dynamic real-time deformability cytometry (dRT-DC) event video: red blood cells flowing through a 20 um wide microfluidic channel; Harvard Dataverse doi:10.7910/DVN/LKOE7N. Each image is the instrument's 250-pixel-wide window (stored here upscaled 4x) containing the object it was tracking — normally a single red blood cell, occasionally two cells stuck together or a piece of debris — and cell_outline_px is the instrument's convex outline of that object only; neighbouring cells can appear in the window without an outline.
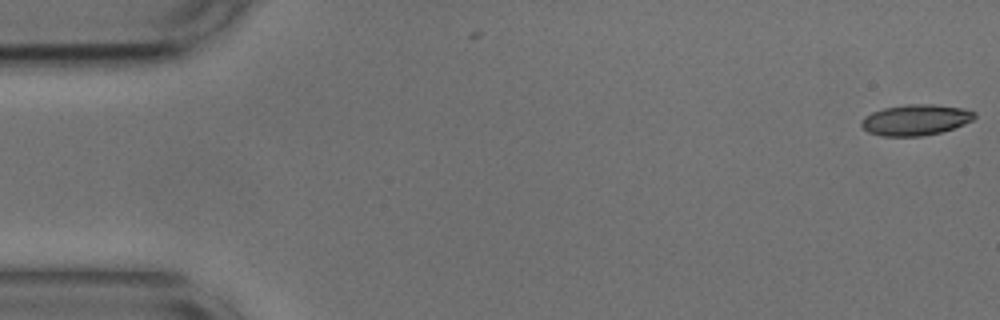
{"species": "common noctule bat (a hibernating species)", "species_latin": "Nyctalus noctula", "temperature_condition": "cold", "stored_images_in_passage": 54, "camera_frame_rate_fps": 3000, "um_per_image_px": 0.085, "animal": {"sex": "male", "body_mass_g": 17.9, "forearm_length_mm": 54.2}, "frame": {"image": 1, "passage_image": 1, "time_ms": 0.0, "image_size_px": [1000, 320], "cell_outline_px": [[976, 116], [972, 120], [964, 124], [940, 132], [920, 136], [880, 136], [868, 132], [860, 124], [860, 120], [864, 116], [872, 112], [884, 108], [908, 104], [932, 104], [964, 108], [976, 112]], "centroid_in_image_um": [77.81, 10.18], "position_along_channel_um": 7.2, "area_um2": 20.35}}
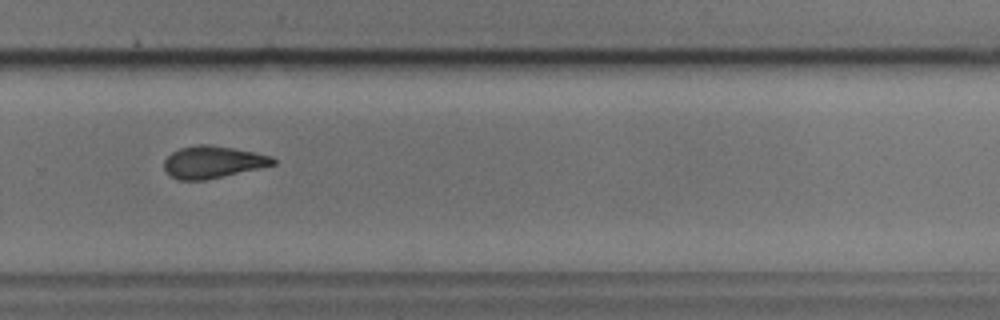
{"frame": {"image": 2, "passage_image": 36, "time_ms": 11.667, "image_size_px": [1000, 320], "cell_outline_px": [[276, 164], [204, 180], [180, 180], [172, 176], [164, 168], [164, 160], [172, 152], [180, 148], [200, 144], [212, 144], [256, 152], [272, 156], [276, 160]], "centroid_in_image_um": [18.1, 13.75], "position_along_channel_um": 311.7, "area_um2": 20.23}}
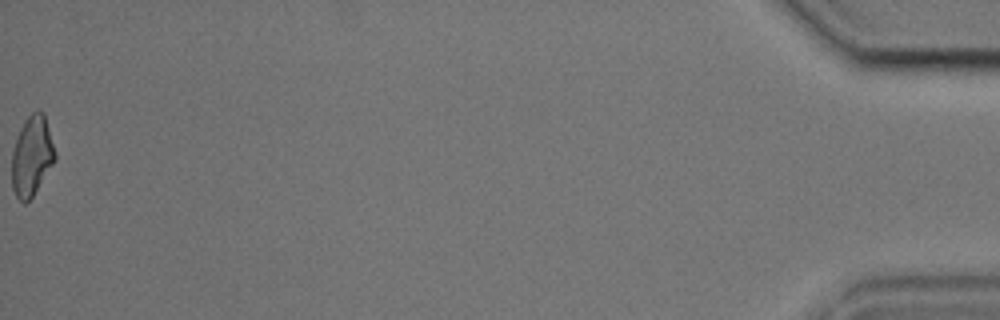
{"frame": {"image": 3, "passage_image": 54, "time_ms": 17.667, "image_size_px": [1000, 320], "cell_outline_px": [[56, 160], [32, 196], [24, 204], [16, 196], [12, 188], [12, 152], [20, 128], [24, 120], [36, 108], [44, 112], [56, 152]], "centroid_in_image_um": [2.72, 13.22], "position_along_channel_um": 432.5, "area_um2": 20.17}, "authors_computed_cell_mechanics": {"area_um2": 20.6346, "velocity_mm_per_s": 3.7091, "shape_relaxation_time_tau1_ms": 5.315, "shape_relaxation_time_tau2_ms": 3.0648, "deformation_change_tau1": 0.1275, "deformation_change_tau2": 0.1008}}